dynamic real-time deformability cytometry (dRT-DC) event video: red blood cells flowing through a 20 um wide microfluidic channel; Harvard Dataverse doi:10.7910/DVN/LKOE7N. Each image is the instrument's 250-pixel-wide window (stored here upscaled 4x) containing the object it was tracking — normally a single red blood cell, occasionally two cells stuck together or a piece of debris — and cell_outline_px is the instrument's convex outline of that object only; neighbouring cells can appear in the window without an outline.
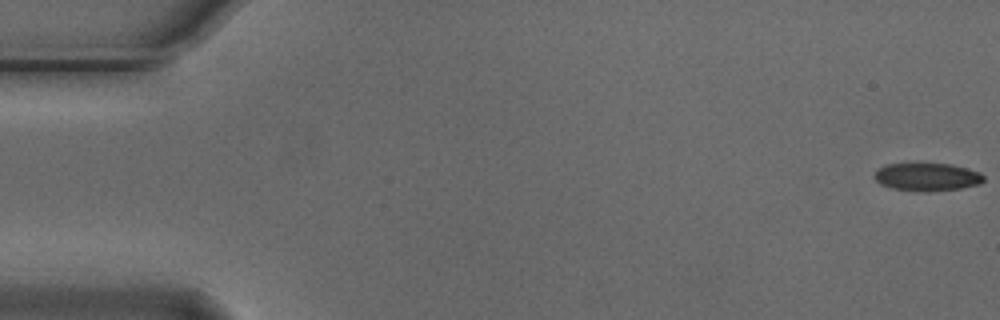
{"species": "Egyptian fruit bat (a non-hibernating species)", "species_latin": "Rousettus aegyptiacus", "temperature_condition": "cold", "stored_images_in_passage": 56, "camera_frame_rate_fps": 3000, "um_per_image_px": 0.085, "animal": {"sex": "male"}, "frame": {"image": 1, "passage_image": 1, "time_ms": 0.0, "image_size_px": [1000, 320], "cell_outline_px": [[984, 180], [980, 184], [960, 188], [928, 192], [892, 188], [880, 184], [872, 176], [876, 168], [884, 164], [904, 160], [952, 164], [980, 172], [984, 176]], "centroid_in_image_um": [78.71, 14.97], "position_along_channel_um": 6.3, "area_um2": 18.84}}
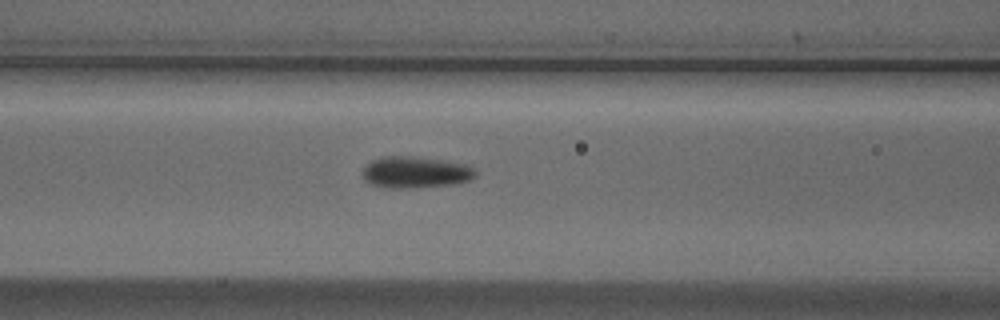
{"frame": {"image": 2, "passage_image": 23, "time_ms": 7.333, "image_size_px": [1000, 320], "cell_outline_px": [[476, 176], [468, 180], [452, 184], [408, 188], [388, 188], [372, 184], [364, 180], [364, 168], [372, 160], [380, 156], [412, 156], [468, 164], [476, 172]], "centroid_in_image_um": [35.3, 14.63], "position_along_channel_um": 131.3, "area_um2": 20.52}}
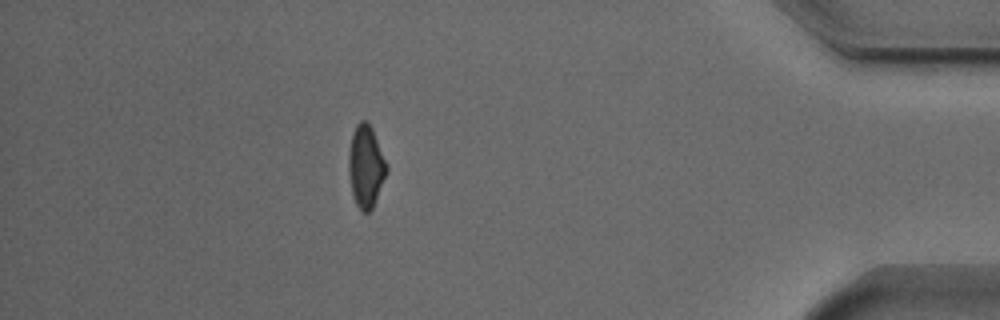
{"frame": {"image": 3, "passage_image": 49, "time_ms": 16.0, "image_size_px": [1000, 320], "cell_outline_px": [[388, 168], [372, 208], [368, 212], [364, 212], [356, 204], [352, 196], [348, 172], [348, 152], [352, 132], [356, 124], [360, 120], [368, 120], [372, 128]], "centroid_in_image_um": [31.06, 14.09], "position_along_channel_um": 404.1, "area_um2": 18.09}, "authors_computed_cell_mechanics": {"area_um2": 18.9006, "velocity_mm_per_s": 3.7148, "shape_relaxation_time_tau1_ms": 2.9178, "shape_relaxation_time_tau2_ms": null, "deformation_change_tau1": 0.0911, "deformation_change_tau2": null}}